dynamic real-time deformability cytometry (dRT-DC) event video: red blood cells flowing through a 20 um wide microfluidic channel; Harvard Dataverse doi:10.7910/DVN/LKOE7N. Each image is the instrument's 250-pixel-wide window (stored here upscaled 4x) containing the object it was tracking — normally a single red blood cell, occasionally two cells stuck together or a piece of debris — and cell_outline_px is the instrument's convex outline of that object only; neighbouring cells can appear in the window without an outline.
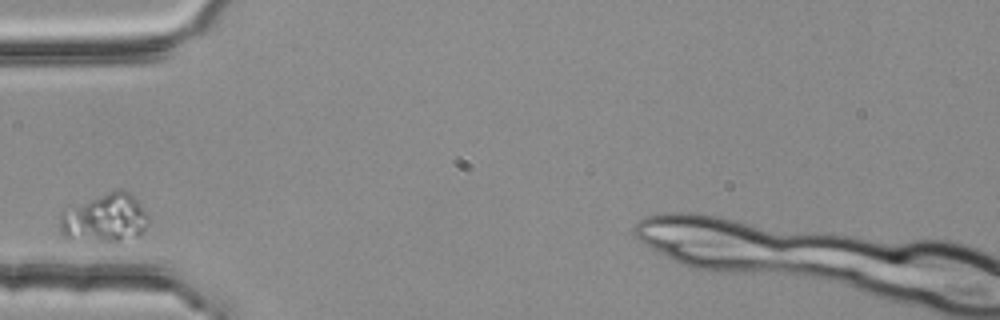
{"species": "common noctule bat (a hibernating species)", "species_latin": "Nyctalus noctula", "temperature_condition": "room temperature", "stored_images_in_passage": 4, "camera_frame_rate_fps": 3000, "um_per_image_px": 0.085, "animal": {"sex": "female", "body_mass_g": 25.1}, "frame": {"image": 1, "passage_image": 3, "time_ms": 0.667, "image_size_px": [1000, 320], "cell_outline_px": [[148, 224], [144, 232], [136, 236], [116, 244], [112, 244], [64, 236], [60, 232], [60, 216], [116, 188], [120, 188], [128, 192], [140, 204], [148, 216]], "centroid_in_image_um": [9.02, 18.61], "position_along_channel_um": 76.0, "area_um2": 24.39}}
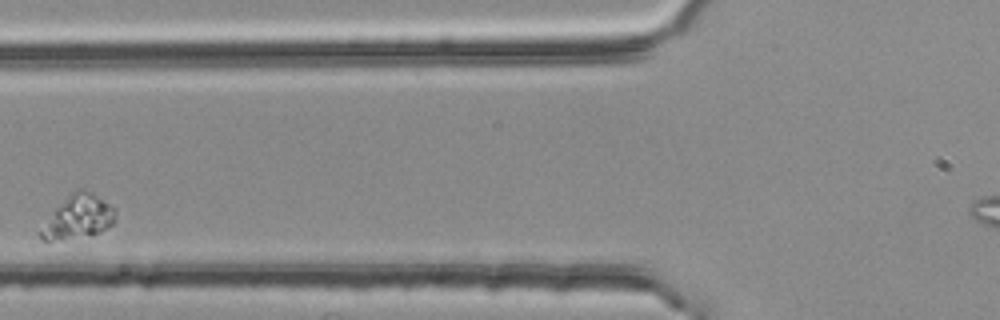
{"frame": {"image": 2, "passage_image": 4, "time_ms": 1.0, "image_size_px": [1000, 320], "cell_outline_px": [[116, 220], [112, 224], [96, 232], [52, 240], [44, 240], [36, 232], [56, 208], [72, 192], [80, 188], [84, 188], [92, 192], [112, 208], [116, 212]], "centroid_in_image_um": [6.61, 18.41], "position_along_channel_um": 119.2, "area_um2": 18.03}}